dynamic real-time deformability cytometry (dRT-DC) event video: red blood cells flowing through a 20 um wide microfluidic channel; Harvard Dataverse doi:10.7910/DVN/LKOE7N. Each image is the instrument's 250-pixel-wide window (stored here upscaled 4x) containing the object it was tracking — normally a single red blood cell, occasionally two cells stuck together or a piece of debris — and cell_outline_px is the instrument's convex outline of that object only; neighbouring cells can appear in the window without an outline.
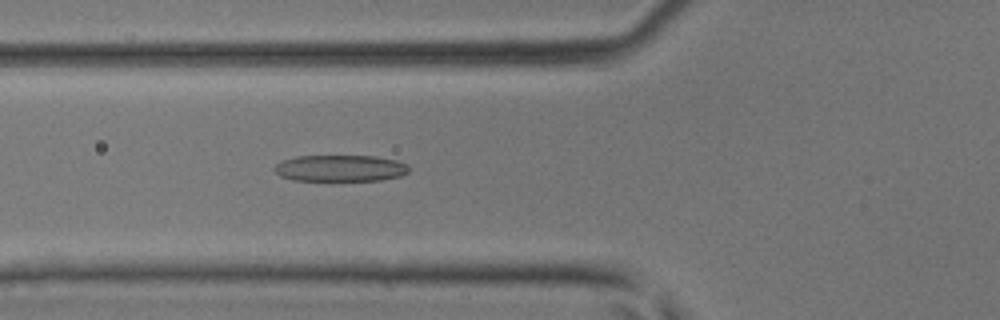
{"species": "common noctule bat (a hibernating species)", "species_latin": "Nyctalus noctula", "temperature_condition": "room temperature", "stored_images_in_passage": 46, "camera_frame_rate_fps": 3000, "um_per_image_px": 0.085, "animal": {"sex": "male", "body_mass_g": 17.9, "forearm_length_mm": 54.2}, "frame": {"image": 1, "passage_image": 18, "time_ms": 5.667, "image_size_px": [1000, 320], "cell_outline_px": [[408, 172], [400, 176], [380, 180], [292, 180], [280, 176], [272, 168], [280, 160], [296, 156], [376, 156], [396, 160], [408, 164]], "centroid_in_image_um": [28.89, 14.29], "position_along_channel_um": 96.9, "area_um2": 20.81}}
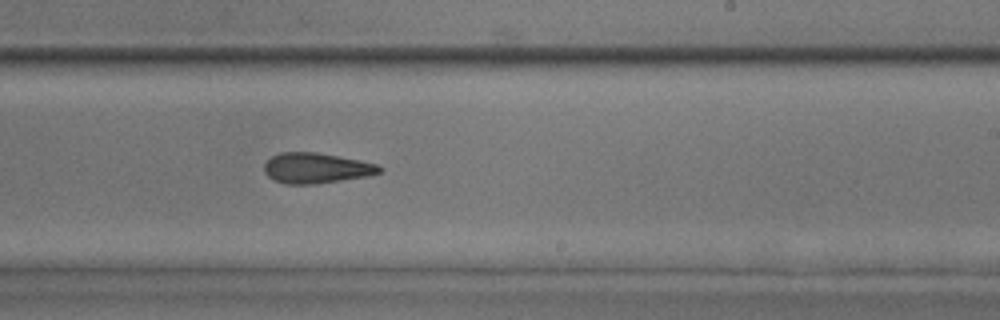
{"frame": {"image": 2, "passage_image": 29, "time_ms": 9.333, "image_size_px": [1000, 320], "cell_outline_px": [[384, 168], [380, 172], [368, 176], [316, 184], [284, 184], [268, 176], [264, 172], [264, 164], [272, 156], [280, 152], [316, 152], [360, 160], [376, 164]], "centroid_in_image_um": [26.88, 14.29], "position_along_channel_um": 262.1, "area_um2": 20.4}}
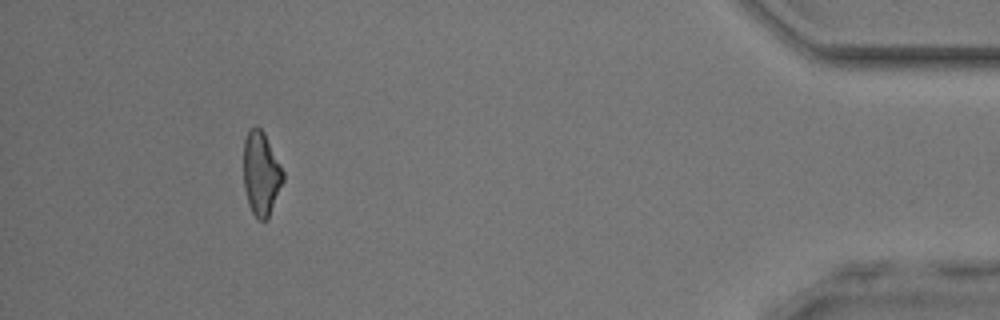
{"frame": {"image": 3, "passage_image": 43, "time_ms": 14.0, "image_size_px": [1000, 320], "cell_outline_px": [[284, 180], [268, 220], [260, 220], [252, 212], [248, 204], [244, 188], [244, 140], [248, 128], [256, 124], [264, 132], [284, 172]], "centroid_in_image_um": [22.19, 14.73], "position_along_channel_um": 413.0, "area_um2": 19.48}}